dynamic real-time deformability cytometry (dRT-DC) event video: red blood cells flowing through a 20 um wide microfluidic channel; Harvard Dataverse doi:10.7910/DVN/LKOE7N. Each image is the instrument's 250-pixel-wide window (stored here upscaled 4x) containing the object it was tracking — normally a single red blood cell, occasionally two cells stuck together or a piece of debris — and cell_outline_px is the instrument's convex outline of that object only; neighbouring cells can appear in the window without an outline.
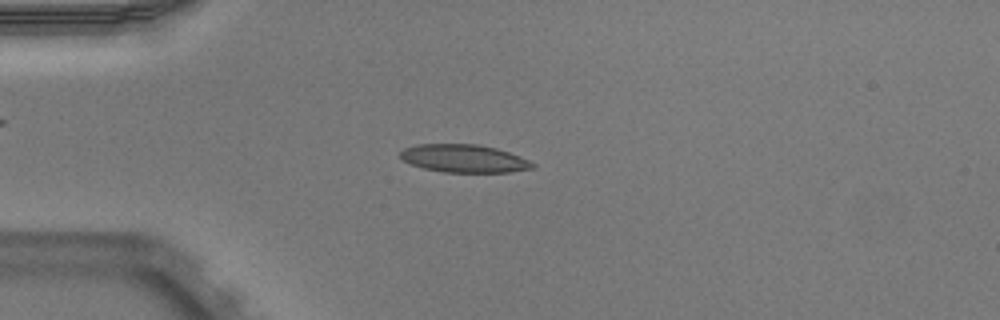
{"species": "Egyptian fruit bat (a non-hibernating species)", "species_latin": "Rousettus aegyptiacus", "temperature_condition": "warm", "stored_images_in_passage": 51, "camera_frame_rate_fps": 3000, "um_per_image_px": 0.085, "animal": {"sex": "male"}, "frame": {"image": 1, "passage_image": 13, "time_ms": 4.0, "image_size_px": [1000, 320], "cell_outline_px": [[536, 168], [508, 172], [444, 172], [424, 168], [412, 164], [404, 160], [400, 156], [400, 152], [404, 148], [416, 144], [476, 144], [496, 148], [520, 156], [536, 164]], "centroid_in_image_um": [39.46, 13.47], "position_along_channel_um": 45.5, "area_um2": 21.44}}
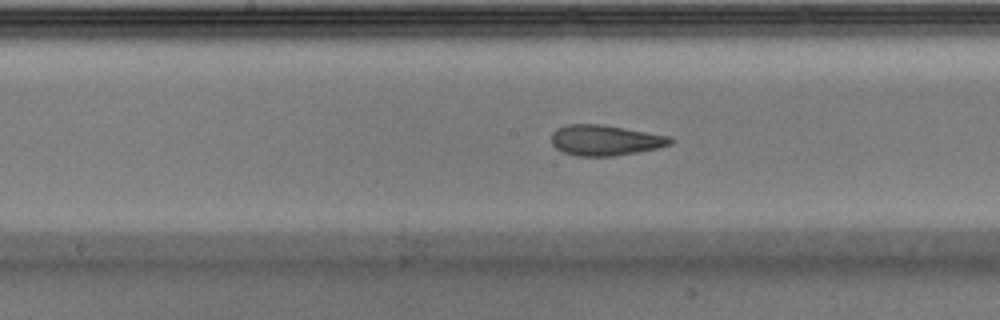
{"frame": {"image": 2, "passage_image": 26, "time_ms": 8.333, "image_size_px": [1000, 320], "cell_outline_px": [[676, 140], [672, 144], [660, 148], [612, 156], [576, 156], [564, 152], [556, 148], [552, 144], [552, 132], [556, 128], [568, 124], [600, 124], [672, 136]], "centroid_in_image_um": [51.48, 11.92], "position_along_channel_um": 196.7, "area_um2": 21.33}}
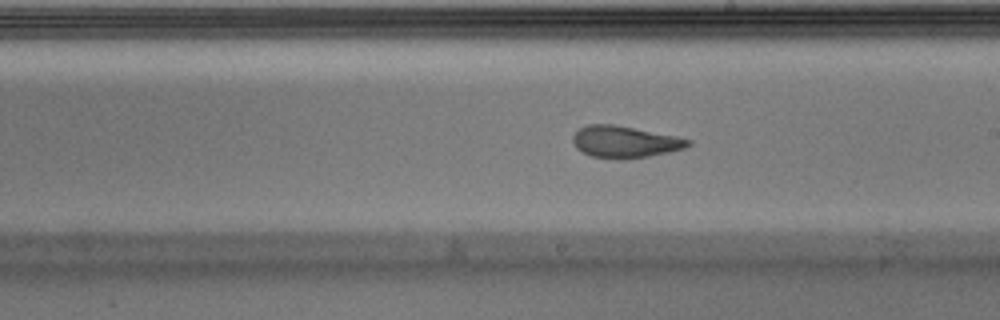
{"frame": {"image": 3, "passage_image": 29, "time_ms": 9.333, "image_size_px": [1000, 320], "cell_outline_px": [[692, 144], [684, 148], [668, 152], [648, 156], [624, 160], [620, 160], [592, 156], [576, 148], [572, 140], [572, 136], [580, 128], [588, 124], [612, 124], [676, 136], [692, 140]], "centroid_in_image_um": [53.1, 12.06], "position_along_channel_um": 235.9, "area_um2": 21.27}, "authors_computed_cell_mechanics": {"area_um2": 21.4438, "velocity_mm_per_s": 3.9237, "shape_relaxation_time_tau1_ms": 5.6055, "shape_relaxation_time_tau2_ms": 1.3297, "deformation_change_tau1": 0.2238, "deformation_change_tau2": 0.0982}}